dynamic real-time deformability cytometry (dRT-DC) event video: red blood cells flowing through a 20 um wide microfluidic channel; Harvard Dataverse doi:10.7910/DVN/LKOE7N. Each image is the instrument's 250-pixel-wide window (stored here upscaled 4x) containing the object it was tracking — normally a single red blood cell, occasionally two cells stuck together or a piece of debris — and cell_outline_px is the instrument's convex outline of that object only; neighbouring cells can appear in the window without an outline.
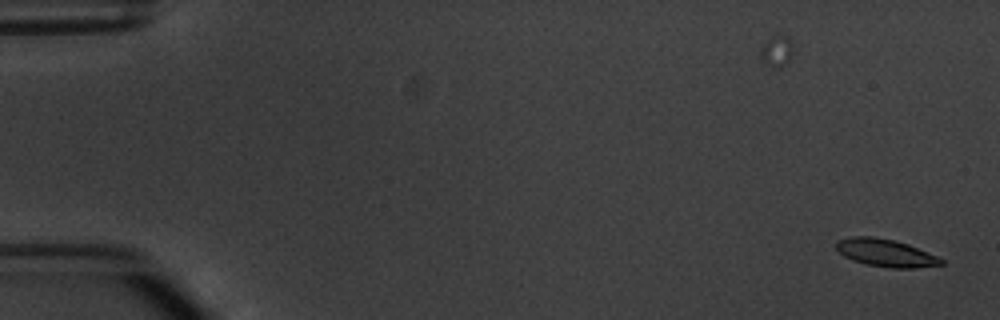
{"species": "common noctule bat (a hibernating species)", "species_latin": "Nyctalus noctula", "temperature_condition": "warm", "stored_images_in_passage": 2, "camera_frame_rate_fps": 3000, "um_per_image_px": 0.085, "animal": {"sex": "male", "body_mass_g": 20.1, "forearm_length_mm": 53.5}, "frame": {"image": 1, "passage_image": 2, "time_ms": 1.333, "image_size_px": [1000, 320], "cell_outline_px": [[944, 264], [916, 268], [892, 268], [864, 264], [852, 260], [844, 256], [836, 248], [836, 240], [852, 236], [872, 236], [892, 240], [908, 244], [936, 256], [944, 260]], "centroid_in_image_um": [75.25, 21.5], "position_along_channel_um": 9.7, "area_um2": 16.82}}